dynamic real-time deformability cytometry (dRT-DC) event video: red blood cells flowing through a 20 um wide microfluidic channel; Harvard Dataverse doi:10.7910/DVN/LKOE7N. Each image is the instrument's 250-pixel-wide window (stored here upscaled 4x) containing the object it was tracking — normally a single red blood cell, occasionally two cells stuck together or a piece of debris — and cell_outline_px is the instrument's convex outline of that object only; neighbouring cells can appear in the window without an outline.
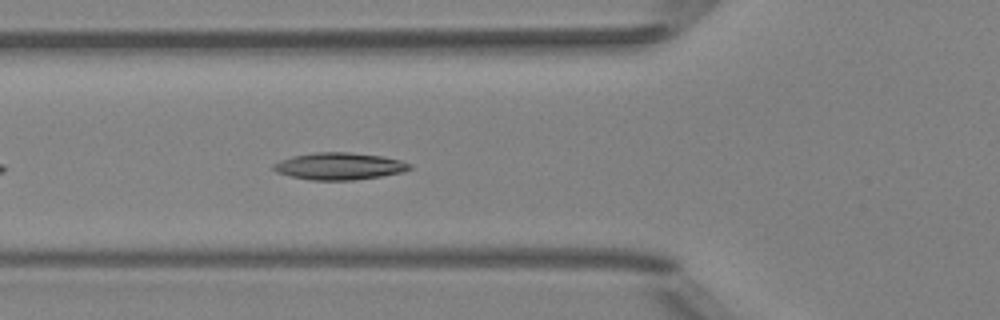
{"species": "Egyptian fruit bat (a non-hibernating species)", "species_latin": "Rousettus aegyptiacus", "temperature_condition": "room temperature", "stored_images_in_passage": 38, "camera_frame_rate_fps": 3000, "um_per_image_px": 0.085, "animal": {"sex": "female"}, "frame": {"image": 1, "passage_image": 6, "time_ms": 1.667, "image_size_px": [1000, 320], "cell_outline_px": [[412, 168], [404, 172], [380, 176], [352, 180], [312, 180], [292, 176], [276, 172], [272, 168], [272, 164], [280, 160], [292, 156], [316, 152], [348, 152], [380, 156], [400, 160], [412, 164]], "centroid_in_image_um": [28.84, 14.12], "position_along_channel_um": 97.0, "area_um2": 21.39}}
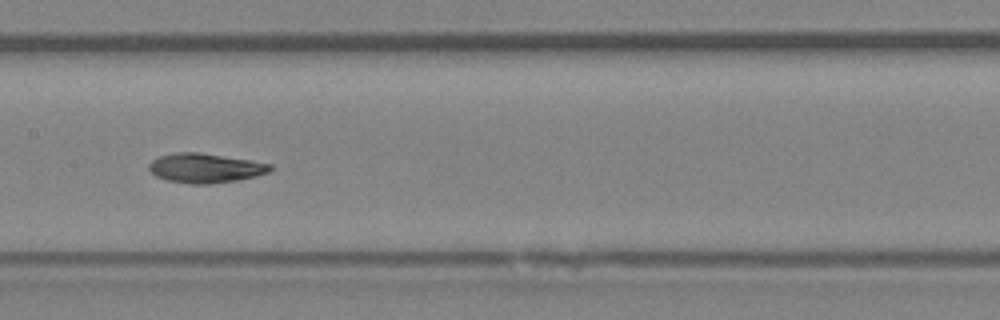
{"frame": {"image": 2, "passage_image": 13, "time_ms": 4.0, "image_size_px": [1000, 320], "cell_outline_px": [[272, 168], [268, 172], [256, 176], [236, 180], [212, 184], [188, 184], [168, 180], [156, 176], [148, 168], [148, 164], [152, 160], [160, 156], [176, 152], [200, 152], [272, 164]], "centroid_in_image_um": [17.42, 14.29], "position_along_channel_um": 190.0, "area_um2": 20.69}}
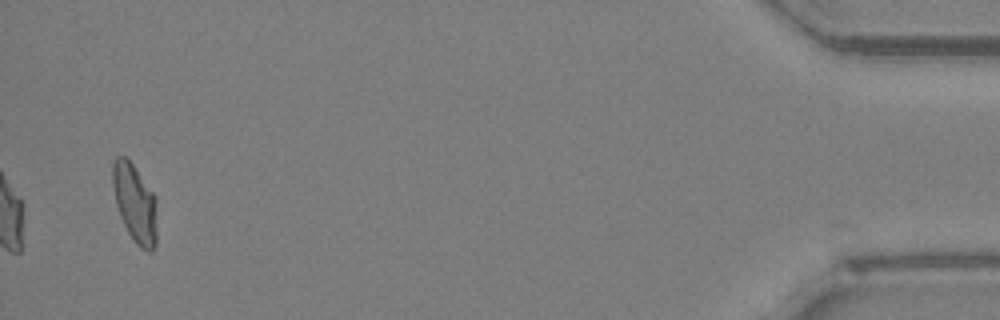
{"frame": {"image": 3, "passage_image": 37, "time_ms": 12.0, "image_size_px": [1000, 320], "cell_outline_px": [[156, 244], [152, 252], [148, 252], [140, 248], [136, 244], [128, 232], [120, 216], [116, 204], [112, 188], [112, 160], [116, 156], [124, 156], [132, 164], [156, 196]], "centroid_in_image_um": [11.46, 17.28], "position_along_channel_um": 423.7, "area_um2": 20.4}, "authors_computed_cell_mechanics": {"area_um2": 20.6346, "velocity_mm_per_s": 3.9998, "shape_relaxation_time_tau1_ms": 7.5691, "shape_relaxation_time_tau2_ms": 3.3287, "deformation_change_tau1": 0.1855, "deformation_change_tau2": 0.0857}}